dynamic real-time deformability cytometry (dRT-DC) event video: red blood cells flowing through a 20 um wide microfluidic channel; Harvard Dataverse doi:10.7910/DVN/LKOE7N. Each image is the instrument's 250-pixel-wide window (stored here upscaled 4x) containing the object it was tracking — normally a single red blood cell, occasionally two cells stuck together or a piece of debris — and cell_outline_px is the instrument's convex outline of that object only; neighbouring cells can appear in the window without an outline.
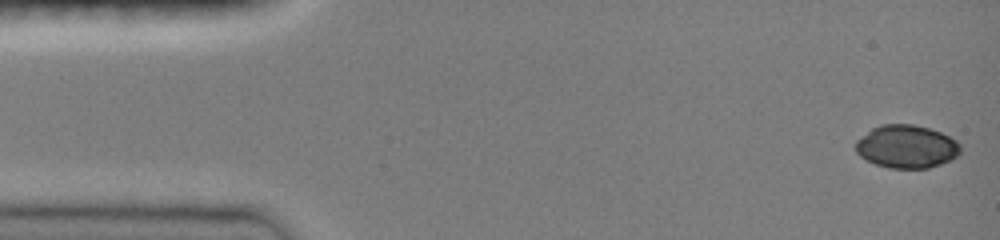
{"species": "common noctule bat (a hibernating species)", "species_latin": "Nyctalus noctula", "temperature_condition": "room temperature", "stored_images_in_passage": 56, "camera_frame_rate_fps": 3000, "um_per_image_px": 0.085, "animal": {"sex": "female", "body_mass_g": 19.0, "forearm_length_mm": 51.5}, "frame": {"image": 1, "passage_image": 1, "time_ms": 0.0, "image_size_px": [1000, 240], "cell_outline_px": [[960, 152], [956, 156], [940, 164], [928, 168], [888, 168], [876, 164], [860, 156], [856, 152], [856, 140], [872, 128], [880, 124], [912, 124], [928, 128], [940, 132], [956, 140], [960, 144]], "centroid_in_image_um": [77.04, 12.45], "position_along_channel_um": 8.0, "area_um2": 26.13}}
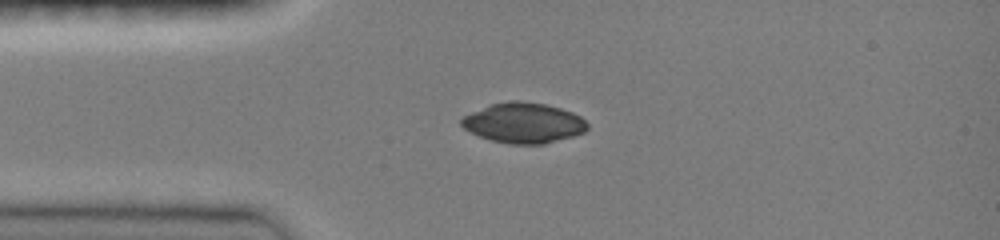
{"frame": {"image": 2, "passage_image": 24, "time_ms": 3.333, "image_size_px": [1000, 240], "cell_outline_px": [[588, 128], [584, 132], [572, 136], [544, 144], [508, 144], [492, 140], [480, 136], [464, 128], [460, 124], [460, 120], [464, 116], [472, 112], [492, 104], [508, 100], [520, 100], [544, 104], [560, 108], [572, 112], [580, 116], [588, 124]], "centroid_in_image_um": [44.51, 10.44], "position_along_channel_um": 40.5, "area_um2": 29.36}}
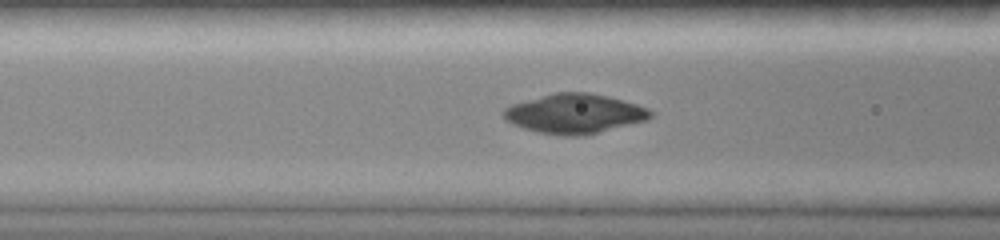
{"frame": {"image": 3, "passage_image": 44, "time_ms": 5.667, "image_size_px": [1000, 240], "cell_outline_px": [[652, 116], [648, 120], [584, 136], [560, 136], [540, 132], [524, 128], [512, 124], [504, 120], [504, 108], [512, 104], [556, 92], [588, 92], [608, 96], [636, 104], [648, 108], [652, 112]], "centroid_in_image_um": [48.86, 9.67], "position_along_channel_um": 117.7, "area_um2": 33.81}}